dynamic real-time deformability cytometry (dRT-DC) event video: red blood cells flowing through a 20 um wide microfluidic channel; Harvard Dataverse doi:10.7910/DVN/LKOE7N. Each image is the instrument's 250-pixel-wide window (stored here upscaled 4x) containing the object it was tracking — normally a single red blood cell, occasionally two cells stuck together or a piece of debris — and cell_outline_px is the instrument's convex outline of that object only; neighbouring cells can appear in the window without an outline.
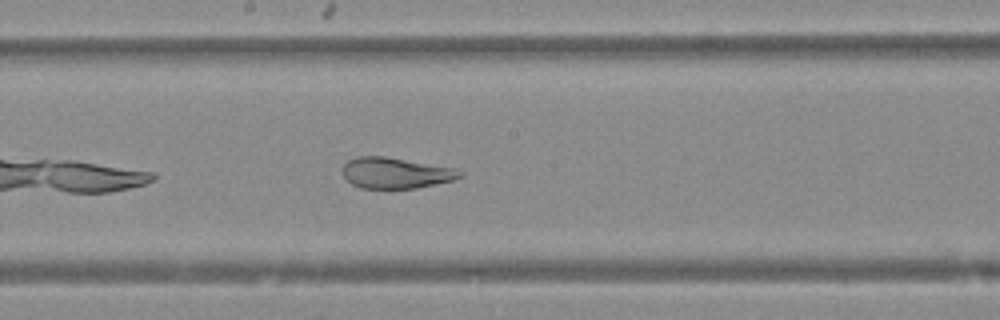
{"species": "Egyptian fruit bat (a non-hibernating species)", "species_latin": "Rousettus aegyptiacus", "temperature_condition": "warm", "stored_images_in_passage": 35, "camera_frame_rate_fps": 3000, "um_per_image_px": 0.085, "animal": {"sex": "female"}, "frame": {"image": 1, "passage_image": 12, "time_ms": 3.667, "image_size_px": [1000, 320], "cell_outline_px": [[464, 176], [452, 180], [416, 188], [360, 188], [352, 184], [344, 176], [344, 164], [348, 160], [356, 156], [384, 156], [456, 168], [464, 172]], "centroid_in_image_um": [33.66, 14.69], "position_along_channel_um": 214.5, "area_um2": 21.04}}
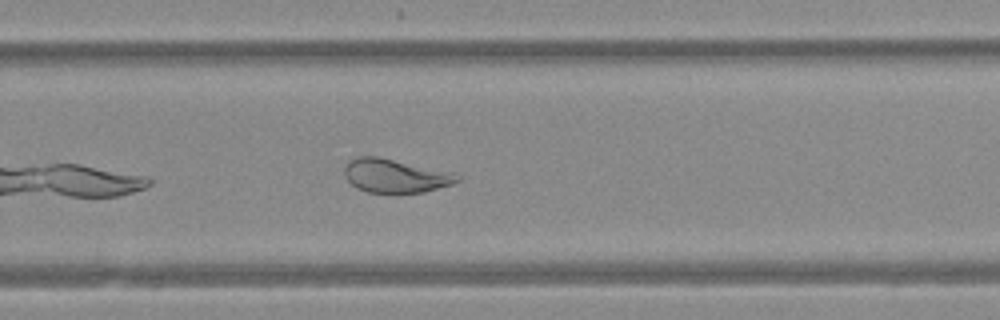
{"frame": {"image": 2, "passage_image": 18, "time_ms": 5.667, "image_size_px": [1000, 320], "cell_outline_px": [[460, 180], [452, 184], [424, 192], [368, 192], [356, 188], [344, 176], [344, 168], [348, 160], [360, 156], [376, 156], [456, 172], [460, 176]], "centroid_in_image_um": [33.62, 14.93], "position_along_channel_um": 296.2, "area_um2": 22.2}}
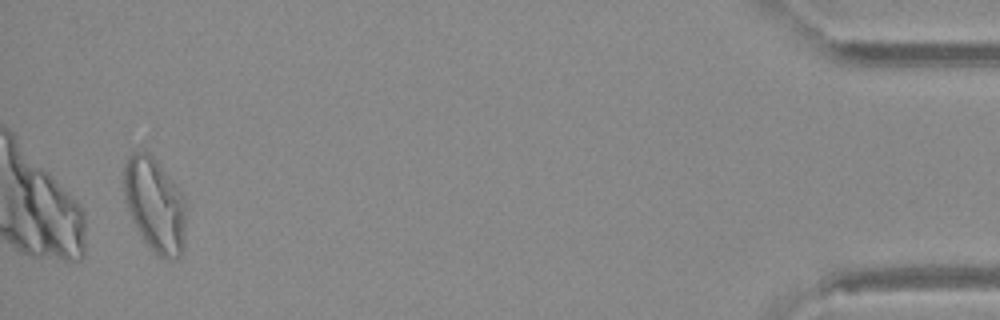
{"frame": {"image": 3, "passage_image": 33, "time_ms": 10.667, "image_size_px": [1000, 320], "cell_outline_px": [[184, 248], [180, 256], [176, 260], [168, 260], [160, 256], [144, 240], [124, 200], [124, 168], [128, 156], [132, 152], [148, 152], [156, 160], [168, 176], [184, 200]], "centroid_in_image_um": [13.15, 17.42], "position_along_channel_um": 422.0, "area_um2": 33.12}}